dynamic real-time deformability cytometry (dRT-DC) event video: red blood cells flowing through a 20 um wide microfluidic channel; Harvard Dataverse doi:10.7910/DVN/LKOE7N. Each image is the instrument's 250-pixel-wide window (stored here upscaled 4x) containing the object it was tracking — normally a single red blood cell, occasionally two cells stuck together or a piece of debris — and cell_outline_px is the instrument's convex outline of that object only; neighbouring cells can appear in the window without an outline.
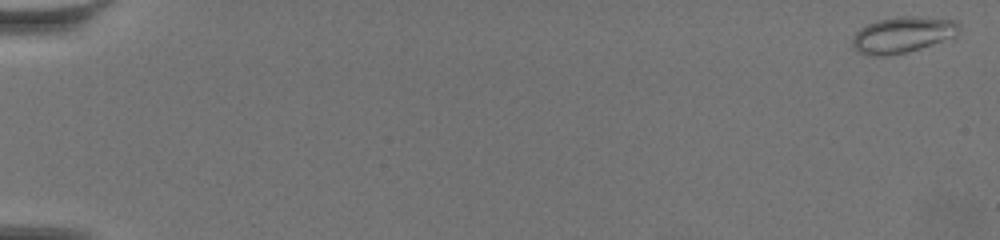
{"species": "common noctule bat (a hibernating species)", "species_latin": "Nyctalus noctula", "temperature_condition": "warm", "stored_images_in_passage": 46, "camera_frame_rate_fps": 3000, "um_per_image_px": 0.085, "animal": {"sex": "female", "body_mass_g": 19.5, "forearm_length_mm": 54.1}, "frame": {"image": 1, "passage_image": 1, "time_ms": 0.0, "image_size_px": [1000, 240], "cell_outline_px": [[960, 28], [956, 36], [920, 48], [904, 52], [880, 56], [868, 56], [860, 52], [852, 44], [852, 36], [860, 28], [868, 24], [880, 20], [900, 16], [916, 16], [956, 20], [960, 24]], "centroid_in_image_um": [76.74, 2.94], "position_along_channel_um": 8.3, "area_um2": 22.2}}
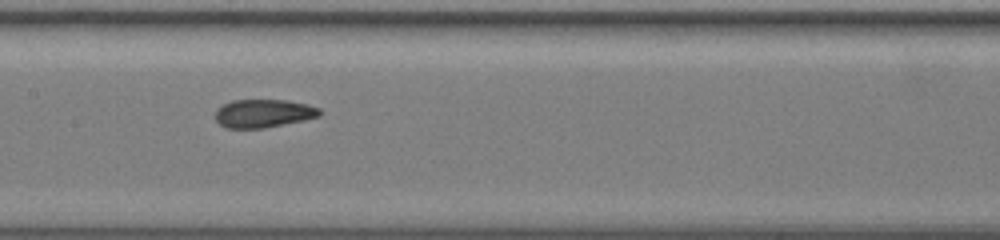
{"frame": {"image": 2, "passage_image": 29, "time_ms": 9.333, "image_size_px": [1000, 240], "cell_outline_px": [[320, 116], [304, 120], [264, 128], [228, 128], [220, 124], [216, 120], [216, 108], [232, 100], [288, 100], [308, 104], [320, 108]], "centroid_in_image_um": [22.4, 9.63], "position_along_channel_um": 185.0, "area_um2": 17.17}}
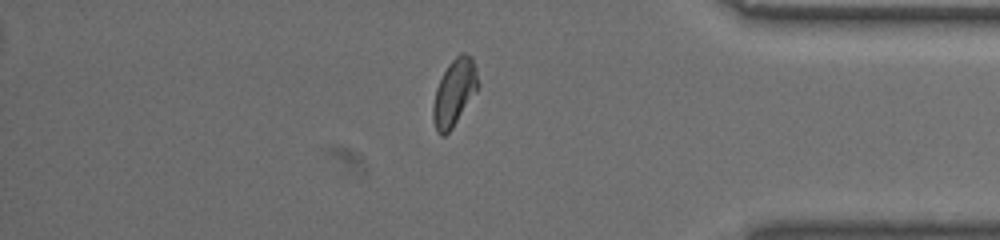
{"frame": {"image": 3, "passage_image": 39, "time_ms": 12.667, "image_size_px": [1000, 240], "cell_outline_px": [[480, 84], [452, 128], [444, 136], [440, 136], [436, 132], [432, 120], [432, 104], [436, 88], [448, 64], [460, 52], [464, 52], [472, 56], [476, 68]], "centroid_in_image_um": [38.6, 7.85], "position_along_channel_um": 396.6, "area_um2": 17.51}}